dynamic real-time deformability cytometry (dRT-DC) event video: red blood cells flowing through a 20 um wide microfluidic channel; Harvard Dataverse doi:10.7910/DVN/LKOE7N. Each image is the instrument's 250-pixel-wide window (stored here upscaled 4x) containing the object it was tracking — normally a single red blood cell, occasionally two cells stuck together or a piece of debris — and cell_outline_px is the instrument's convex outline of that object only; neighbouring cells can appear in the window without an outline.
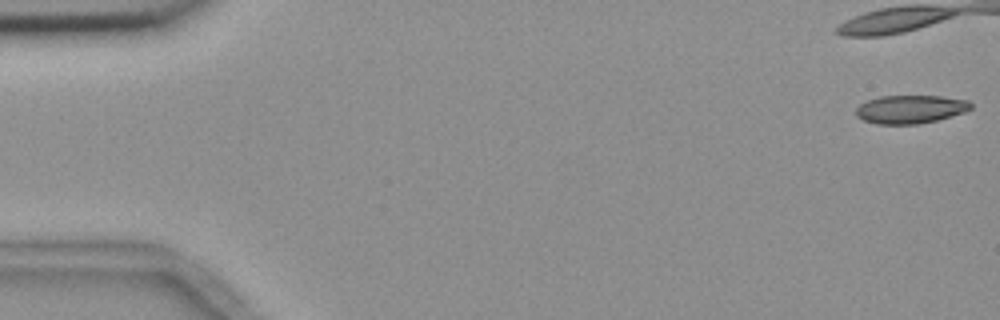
{"species": "common noctule bat (a hibernating species)", "species_latin": "Nyctalus noctula", "temperature_condition": "room temperature", "stored_images_in_passage": 14, "camera_frame_rate_fps": 3000, "um_per_image_px": 0.085, "animal": {"sex": "female", "body_mass_g": 18.4}, "frame": {"image": 1, "passage_image": 1, "time_ms": 0.0, "image_size_px": [1000, 320], "cell_outline_px": [[972, 108], [964, 112], [936, 120], [920, 124], [876, 124], [864, 120], [856, 116], [856, 108], [860, 104], [868, 100], [880, 96], [940, 96], [968, 100], [972, 104]], "centroid_in_image_um": [77.38, 9.28], "position_along_channel_um": 7.6, "area_um2": 18.9}}